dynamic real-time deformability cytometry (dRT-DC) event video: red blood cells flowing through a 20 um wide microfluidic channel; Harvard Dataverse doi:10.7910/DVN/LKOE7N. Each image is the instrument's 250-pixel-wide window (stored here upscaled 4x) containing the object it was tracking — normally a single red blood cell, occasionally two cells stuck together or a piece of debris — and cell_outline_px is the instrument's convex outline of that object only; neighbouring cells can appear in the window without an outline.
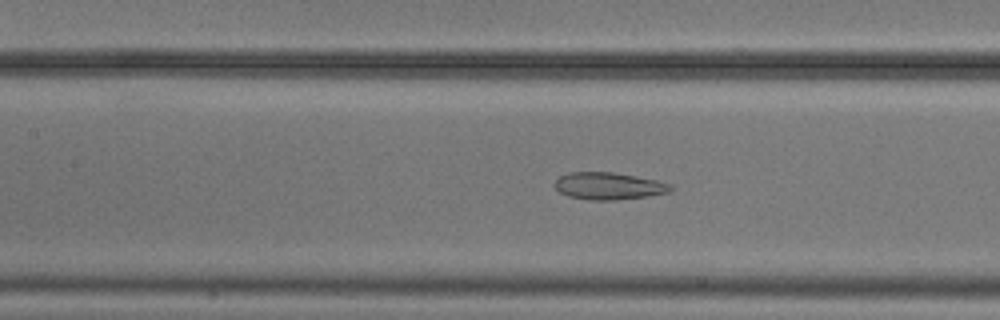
{"species": "common noctule bat (a hibernating species)", "species_latin": "Nyctalus noctula", "temperature_condition": "cold", "stored_images_in_passage": 46, "camera_frame_rate_fps": 3000, "um_per_image_px": 0.085, "animal": {"sex": "male", "body_mass_g": 20.5, "forearm_length_mm": 52.5}, "frame": {"image": 1, "passage_image": 15, "time_ms": 4.667, "image_size_px": [1000, 320], "cell_outline_px": [[672, 188], [668, 192], [648, 196], [616, 200], [592, 200], [568, 196], [560, 192], [552, 184], [560, 176], [568, 172], [612, 172], [656, 180], [672, 184]], "centroid_in_image_um": [51.71, 15.81], "position_along_channel_um": 155.7, "area_um2": 18.26}}
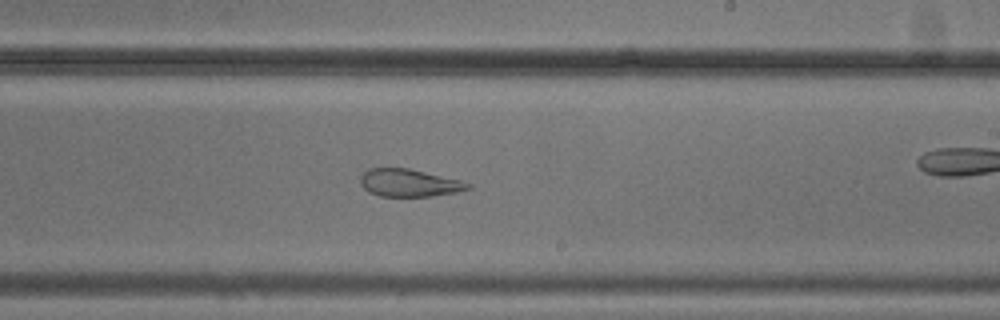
{"frame": {"image": 2, "passage_image": 23, "time_ms": 7.333, "image_size_px": [1000, 320], "cell_outline_px": [[472, 188], [456, 192], [432, 196], [380, 196], [368, 192], [360, 184], [360, 176], [368, 168], [408, 168], [460, 180], [472, 184]], "centroid_in_image_um": [34.76, 15.54], "position_along_channel_um": 254.2, "area_um2": 17.28}}
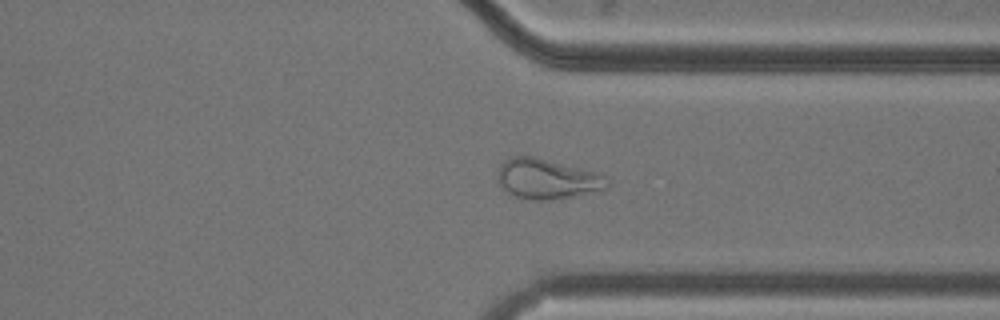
{"frame": {"image": 3, "passage_image": 32, "time_ms": 10.333, "image_size_px": [1000, 320], "cell_outline_px": [[608, 184], [604, 188], [572, 196], [552, 200], [532, 200], [516, 196], [508, 192], [500, 184], [496, 176], [500, 164], [504, 160], [512, 156], [536, 156], [596, 172], [604, 176]], "centroid_in_image_um": [46.43, 15.18], "position_along_channel_um": 365.0, "area_um2": 25.32}, "authors_computed_cell_mechanics": {"area_um2": 24.6228, "velocity_mm_per_s": 3.6974, "shape_relaxation_time_tau1_ms": null, "shape_relaxation_time_tau2_ms": 2.2334, "deformation_change_tau1": null, "deformation_change_tau2": 0.1018}}